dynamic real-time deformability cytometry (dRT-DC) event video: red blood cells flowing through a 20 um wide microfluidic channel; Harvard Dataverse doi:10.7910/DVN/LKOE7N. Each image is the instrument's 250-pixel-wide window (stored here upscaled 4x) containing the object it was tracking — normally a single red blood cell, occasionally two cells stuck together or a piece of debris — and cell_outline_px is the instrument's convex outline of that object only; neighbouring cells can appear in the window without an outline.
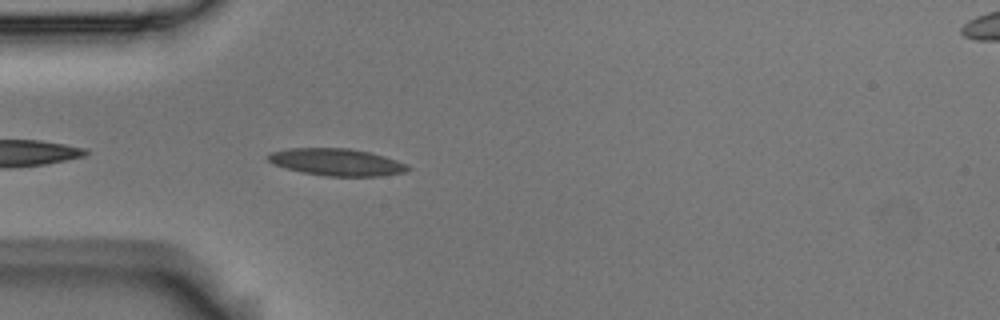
{"species": "Egyptian fruit bat (a non-hibernating species)", "species_latin": "Rousettus aegyptiacus", "temperature_condition": "room temperature", "stored_images_in_passage": 16, "camera_frame_rate_fps": 3000, "um_per_image_px": 0.085, "animal": {"sex": "male"}, "frame": {"image": 1, "passage_image": 3, "time_ms": 0.667, "image_size_px": [1000, 320], "cell_outline_px": [[412, 168], [404, 172], [380, 176], [324, 176], [304, 172], [288, 168], [276, 164], [268, 160], [268, 156], [272, 152], [288, 148], [348, 148], [368, 152], [384, 156], [408, 164]], "centroid_in_image_um": [28.67, 13.78], "position_along_channel_um": 56.3, "area_um2": 21.79}}
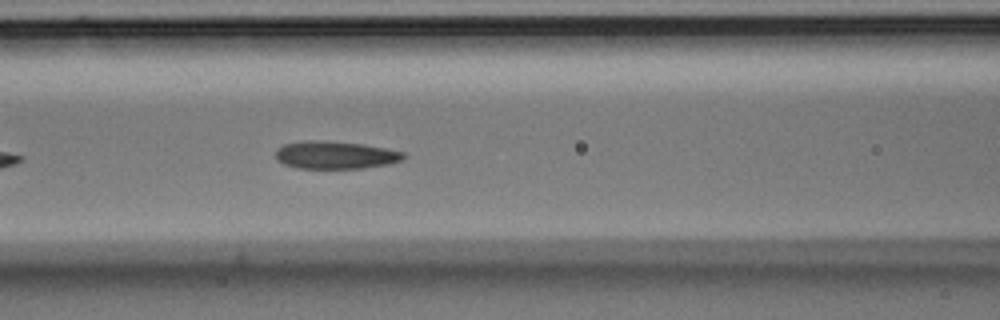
{"frame": {"image": 2, "passage_image": 10, "time_ms": 3.0, "image_size_px": [1000, 320], "cell_outline_px": [[408, 156], [404, 160], [388, 164], [364, 168], [296, 168], [284, 164], [276, 160], [276, 148], [284, 144], [304, 140], [320, 140], [364, 144], [404, 152]], "centroid_in_image_um": [28.51, 13.17], "position_along_channel_um": 138.1, "area_um2": 20.87}}
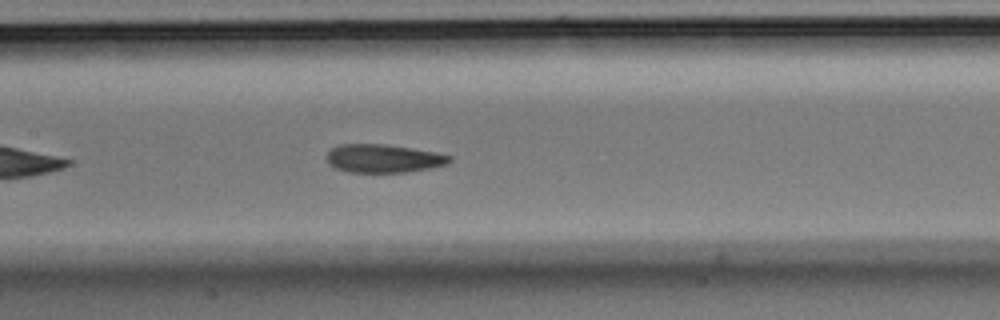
{"frame": {"image": 3, "passage_image": 13, "time_ms": 4.0, "image_size_px": [1000, 320], "cell_outline_px": [[452, 160], [448, 164], [428, 168], [404, 172], [348, 172], [336, 168], [328, 164], [324, 156], [336, 144], [388, 144], [436, 152], [452, 156]], "centroid_in_image_um": [32.55, 13.46], "position_along_channel_um": 174.8, "area_um2": 20.46}}